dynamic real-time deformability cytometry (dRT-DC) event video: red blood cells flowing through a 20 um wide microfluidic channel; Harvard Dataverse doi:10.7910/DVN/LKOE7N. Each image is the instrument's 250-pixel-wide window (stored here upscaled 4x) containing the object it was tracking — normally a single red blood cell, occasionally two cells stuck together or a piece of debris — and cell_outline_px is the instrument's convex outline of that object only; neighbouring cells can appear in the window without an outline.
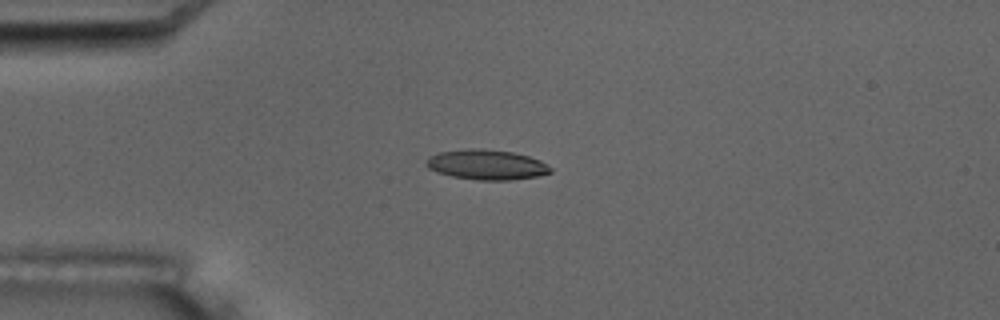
{"species": "common noctule bat (a hibernating species)", "species_latin": "Nyctalus noctula", "temperature_condition": "room temperature", "stored_images_in_passage": 6, "camera_frame_rate_fps": 3000, "um_per_image_px": 0.085, "animal": {"sex": "male", "body_mass_g": 17.5, "forearm_length_mm": 52.3}, "frame": {"image": 1, "passage_image": 3, "time_ms": 3.333, "image_size_px": [1000, 320], "cell_outline_px": [[552, 172], [540, 176], [508, 180], [476, 180], [452, 176], [436, 172], [428, 168], [424, 164], [424, 160], [428, 156], [440, 152], [468, 148], [484, 148], [512, 152], [528, 156], [540, 160], [552, 168]], "centroid_in_image_um": [41.33, 13.99], "position_along_channel_um": 43.7, "area_um2": 22.02}}